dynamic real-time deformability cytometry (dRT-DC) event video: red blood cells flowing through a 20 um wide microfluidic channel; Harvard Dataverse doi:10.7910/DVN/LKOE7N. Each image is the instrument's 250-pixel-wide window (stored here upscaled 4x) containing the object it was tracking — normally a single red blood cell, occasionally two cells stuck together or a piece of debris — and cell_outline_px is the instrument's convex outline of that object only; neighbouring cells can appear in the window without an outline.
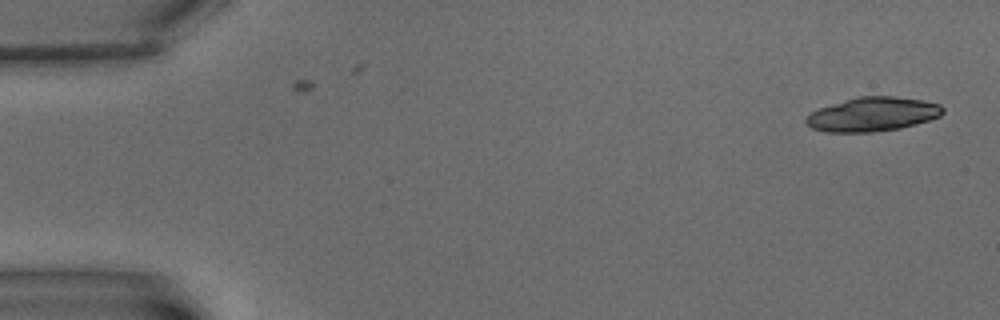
{"species": "common noctule bat (a hibernating species)", "species_latin": "Nyctalus noctula", "temperature_condition": "warm", "stored_images_in_passage": 2, "camera_frame_rate_fps": 3000, "um_per_image_px": 0.085, "animal": {"sex": "male", "body_mass_g": 15.6}, "frame": {"image": 1, "passage_image": 2, "time_ms": 1.333, "image_size_px": [1000, 320], "cell_outline_px": [[944, 112], [940, 116], [916, 124], [900, 128], [872, 132], [824, 132], [812, 128], [804, 120], [812, 112], [820, 108], [860, 96], [892, 96], [924, 100], [940, 104], [944, 108]], "centroid_in_image_um": [74.21, 9.72], "position_along_channel_um": 10.8, "area_um2": 26.93}}